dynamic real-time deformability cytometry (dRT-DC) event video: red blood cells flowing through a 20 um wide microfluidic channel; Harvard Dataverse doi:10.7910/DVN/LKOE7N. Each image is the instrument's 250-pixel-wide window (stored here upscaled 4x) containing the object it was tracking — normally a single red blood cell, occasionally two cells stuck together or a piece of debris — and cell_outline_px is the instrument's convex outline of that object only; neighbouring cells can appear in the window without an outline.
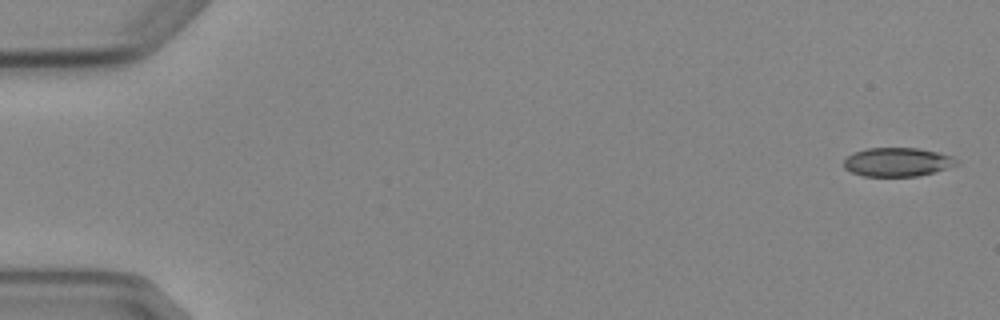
{"species": "Egyptian fruit bat (a non-hibernating species)", "species_latin": "Rousettus aegyptiacus", "temperature_condition": "cold", "stored_images_in_passage": 5, "camera_frame_rate_fps": 3000, "um_per_image_px": 0.085, "animal": {"sex": "female"}, "frame": {"image": 1, "passage_image": 1, "time_ms": 0.0, "image_size_px": [1000, 320], "cell_outline_px": [[960, 164], [948, 168], [916, 176], [864, 176], [852, 172], [844, 168], [844, 160], [848, 156], [856, 152], [868, 148], [916, 148], [936, 152], [952, 156]], "centroid_in_image_um": [76.28, 13.77], "position_along_channel_um": 8.7, "area_um2": 18.67}}
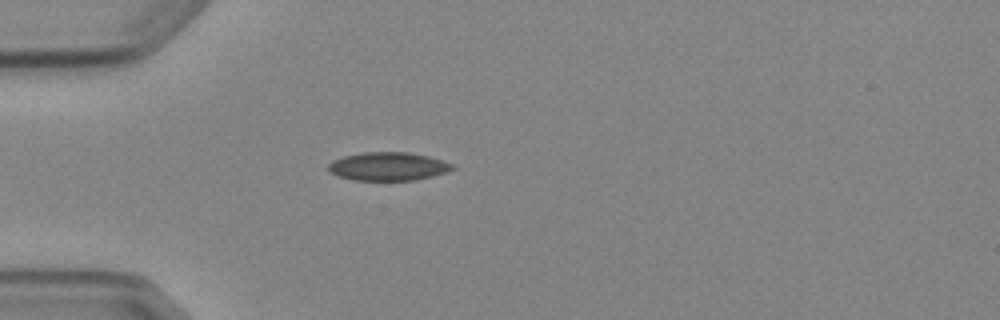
{"frame": {"image": 2, "passage_image": 5, "time_ms": 4.667, "image_size_px": [1000, 320], "cell_outline_px": [[456, 168], [448, 172], [416, 180], [352, 180], [340, 176], [332, 172], [328, 168], [328, 164], [332, 160], [344, 156], [364, 152], [408, 152], [428, 156], [444, 160], [452, 164]], "centroid_in_image_um": [33.03, 14.14], "position_along_channel_um": 52.0, "area_um2": 20.52}}